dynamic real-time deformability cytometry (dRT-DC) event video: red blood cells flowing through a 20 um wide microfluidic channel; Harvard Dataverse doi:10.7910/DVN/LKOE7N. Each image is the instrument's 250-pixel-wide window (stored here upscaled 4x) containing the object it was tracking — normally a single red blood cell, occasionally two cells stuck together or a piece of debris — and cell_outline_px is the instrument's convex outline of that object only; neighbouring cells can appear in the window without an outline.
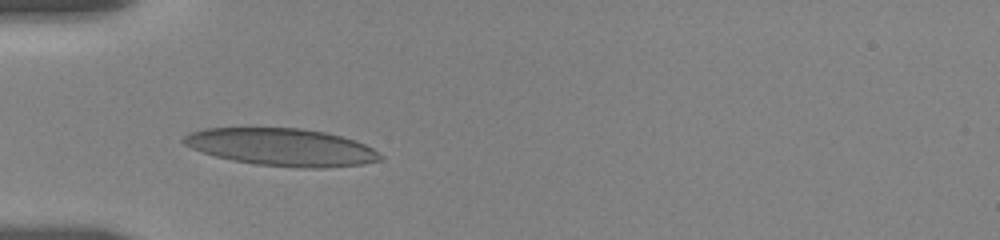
{"species": "human", "species_latin": "Homo sapiens", "temperature_condition": "room temperature", "stored_images_in_passage": 22, "camera_frame_rate_fps": 3000, "um_per_image_px": 0.085, "donor": {"sex": "female"}, "frame": {"image": 1, "passage_image": 7, "time_ms": 4.0, "image_size_px": [1000, 240], "cell_outline_px": [[384, 156], [380, 160], [364, 164], [324, 168], [304, 168], [256, 164], [232, 160], [216, 156], [192, 148], [184, 144], [180, 140], [188, 132], [204, 128], [300, 128], [324, 132], [356, 140], [372, 148]], "centroid_in_image_um": [23.94, 12.5], "position_along_channel_um": 61.1, "area_um2": 42.89}}
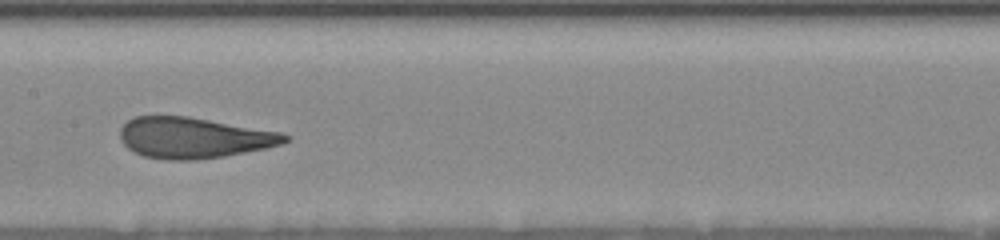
{"frame": {"image": 2, "passage_image": 12, "time_ms": 7.667, "image_size_px": [1000, 240], "cell_outline_px": [[292, 140], [280, 144], [264, 148], [224, 156], [196, 160], [168, 160], [144, 156], [128, 148], [120, 140], [120, 128], [128, 120], [136, 116], [188, 116], [280, 132], [292, 136]], "centroid_in_image_um": [16.47, 11.71], "position_along_channel_um": 190.9, "area_um2": 39.13}}
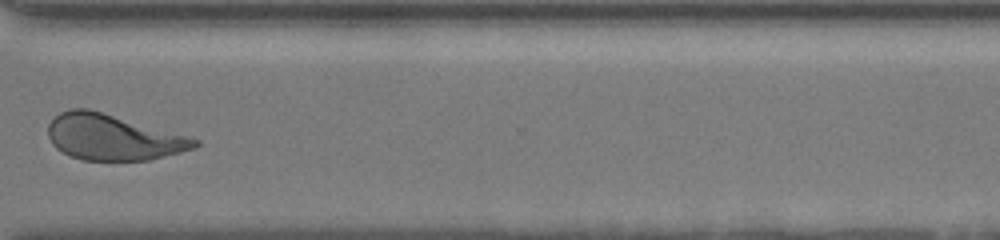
{"frame": {"image": 3, "passage_image": 19, "time_ms": 12.333, "image_size_px": [1000, 240], "cell_outline_px": [[200, 144], [196, 148], [148, 160], [80, 160], [56, 148], [52, 144], [48, 136], [48, 124], [60, 112], [72, 108], [88, 108], [188, 136], [200, 140]], "centroid_in_image_um": [9.59, 11.67], "position_along_channel_um": 361.0, "area_um2": 38.84}, "authors_computed_cell_mechanics": {"area_um2": 40.171, "velocity_mm_per_s": 3.648, "shape_relaxation_time_tau1_ms": 4.6789, "shape_relaxation_time_tau2_ms": 1.1534, "deformation_change_tau1": 0.1851, "deformation_change_tau2": 0.08}}